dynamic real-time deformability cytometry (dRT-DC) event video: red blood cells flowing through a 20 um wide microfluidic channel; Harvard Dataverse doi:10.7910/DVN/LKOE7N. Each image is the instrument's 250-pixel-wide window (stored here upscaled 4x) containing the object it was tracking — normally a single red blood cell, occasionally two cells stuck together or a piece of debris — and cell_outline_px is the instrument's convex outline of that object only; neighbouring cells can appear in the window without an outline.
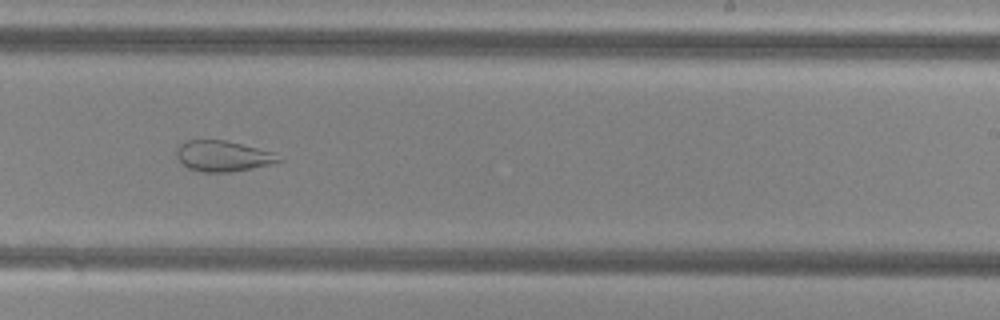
{"species": "common noctule bat (a hibernating species)", "species_latin": "Nyctalus noctula", "temperature_condition": "cold", "stored_images_in_passage": 54, "camera_frame_rate_fps": 3000, "um_per_image_px": 0.085, "animal": {"sex": "female", "body_mass_g": 29.2, "forearm_length_mm": 56.3}, "frame": {"image": 1, "passage_image": 34, "time_ms": 11.0, "image_size_px": [1000, 320], "cell_outline_px": [[284, 160], [252, 168], [232, 172], [204, 172], [188, 168], [176, 160], [176, 148], [180, 144], [188, 140], [224, 140], [272, 152]], "centroid_in_image_um": [18.88, 13.27], "position_along_channel_um": 270.1, "area_um2": 18.15}}
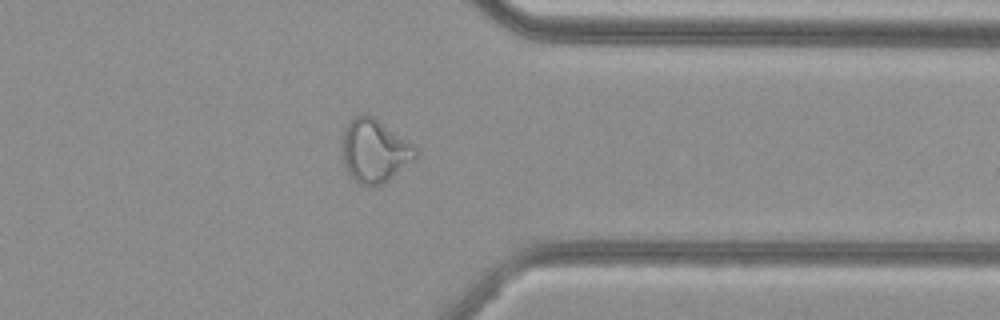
{"frame": {"image": 2, "passage_image": 43, "time_ms": 14.0, "image_size_px": [1000, 320], "cell_outline_px": [[416, 156], [412, 160], [388, 180], [380, 184], [360, 184], [352, 180], [344, 168], [344, 128], [348, 120], [352, 116], [360, 112], [364, 112], [372, 116], [412, 144], [416, 148]], "centroid_in_image_um": [31.78, 12.78], "position_along_channel_um": 379.6, "area_um2": 26.53}}
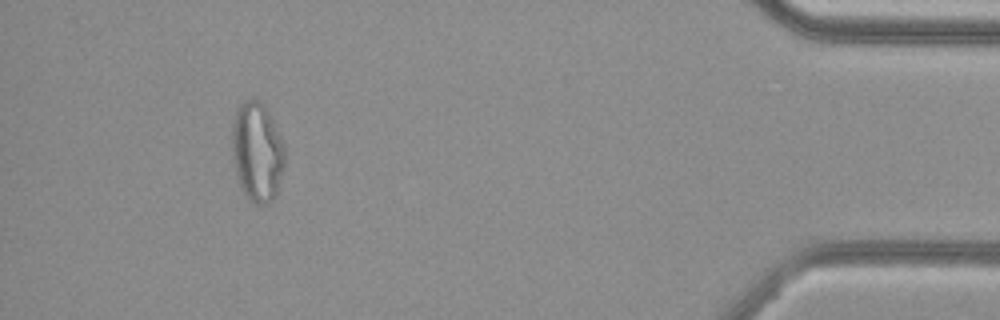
{"frame": {"image": 3, "passage_image": 50, "time_ms": 16.333, "image_size_px": [1000, 320], "cell_outline_px": [[284, 164], [276, 196], [268, 204], [256, 204], [248, 200], [240, 188], [236, 176], [232, 156], [232, 124], [236, 108], [244, 100], [256, 100], [268, 112], [284, 144]], "centroid_in_image_um": [21.83, 12.96], "position_along_channel_um": 413.4, "area_um2": 30.58}, "authors_computed_cell_mechanics": {"area_um2": 29.0734, "velocity_mm_per_s": 3.8229, "shape_relaxation_time_tau1_ms": null, "shape_relaxation_time_tau2_ms": 2.1595, "deformation_change_tau1": null, "deformation_change_tau2": 0.1003}}